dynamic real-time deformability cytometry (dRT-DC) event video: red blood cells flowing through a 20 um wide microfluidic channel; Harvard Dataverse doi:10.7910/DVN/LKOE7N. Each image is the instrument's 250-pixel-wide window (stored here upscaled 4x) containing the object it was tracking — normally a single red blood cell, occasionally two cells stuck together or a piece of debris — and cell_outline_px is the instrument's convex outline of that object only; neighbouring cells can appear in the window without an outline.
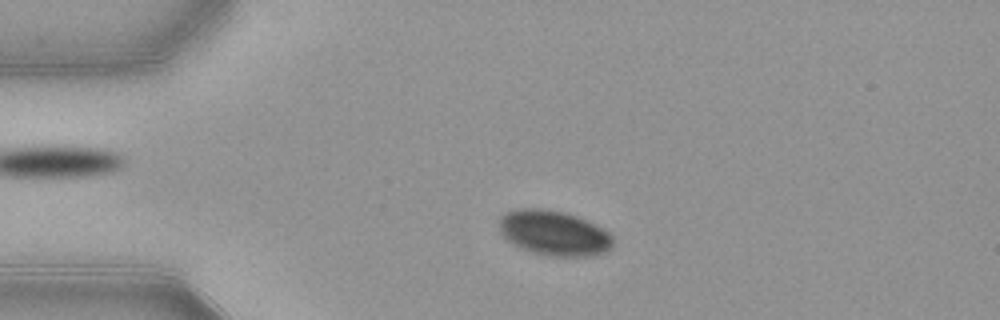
{"species": "common noctule bat (a hibernating species)", "species_latin": "Nyctalus noctula", "temperature_condition": "warm", "stored_images_in_passage": 49, "camera_frame_rate_fps": 3000, "um_per_image_px": 0.085, "animal": {"sex": "female", "body_mass_g": 21.9}, "frame": {"image": 1, "passage_image": 8, "time_ms": 2.333, "image_size_px": [1000, 320], "cell_outline_px": [[612, 248], [604, 252], [592, 256], [544, 256], [520, 248], [512, 244], [500, 232], [500, 216], [504, 212], [520, 208], [540, 208], [564, 212], [576, 216], [604, 228], [612, 236]], "centroid_in_image_um": [47.07, 19.81], "position_along_channel_um": 37.9, "area_um2": 30.0}}
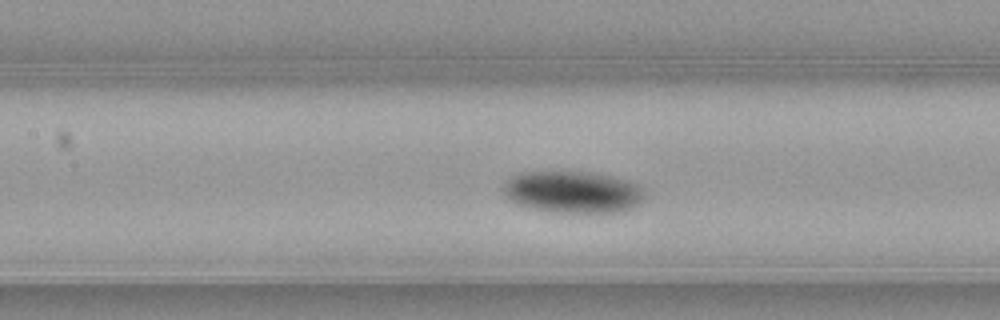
{"frame": {"image": 2, "passage_image": 20, "time_ms": 6.333, "image_size_px": [1000, 320], "cell_outline_px": [[644, 200], [632, 208], [624, 212], [556, 212], [516, 204], [504, 192], [504, 184], [512, 176], [524, 172], [584, 172], [612, 176], [628, 180], [644, 188]], "centroid_in_image_um": [48.76, 16.32], "position_along_channel_um": 158.6, "area_um2": 34.16}}
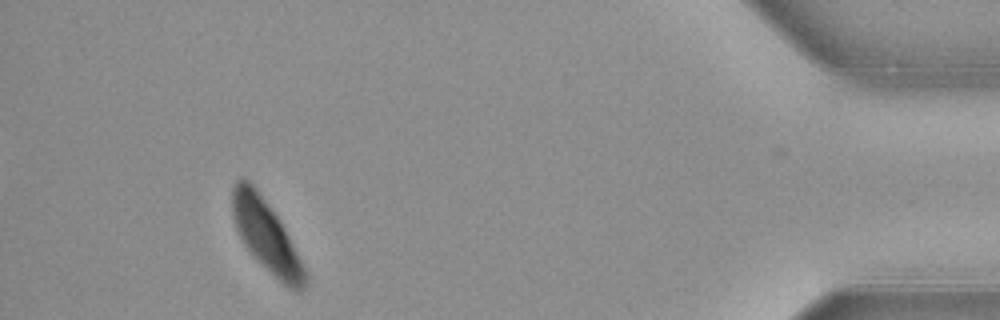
{"frame": {"image": 3, "passage_image": 45, "time_ms": 14.667, "image_size_px": [1000, 320], "cell_outline_px": [[308, 280], [304, 288], [300, 292], [296, 292], [288, 288], [244, 244], [236, 228], [232, 216], [232, 188], [236, 180], [240, 176], [248, 180], [256, 188], [276, 216], [284, 228], [308, 276]], "centroid_in_image_um": [22.62, 20.01], "position_along_channel_um": 412.6, "area_um2": 29.3}}